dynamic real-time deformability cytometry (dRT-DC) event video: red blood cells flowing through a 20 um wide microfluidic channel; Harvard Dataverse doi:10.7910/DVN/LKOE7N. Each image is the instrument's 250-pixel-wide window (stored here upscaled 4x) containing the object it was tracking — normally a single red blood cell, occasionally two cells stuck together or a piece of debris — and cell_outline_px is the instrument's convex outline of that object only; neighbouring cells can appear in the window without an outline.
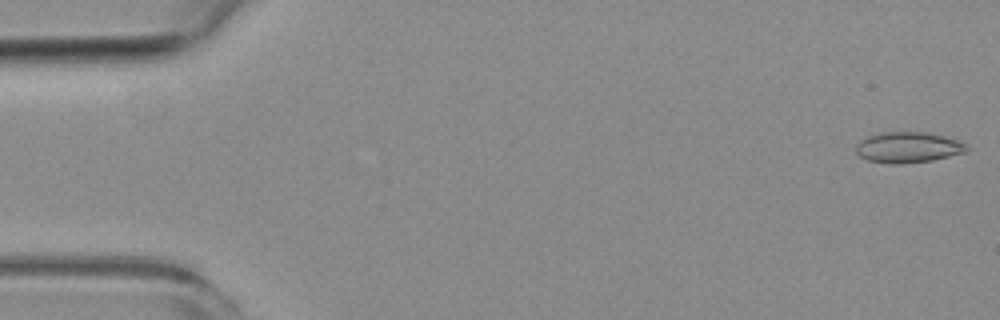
{"species": "common noctule bat (a hibernating species)", "species_latin": "Nyctalus noctula", "temperature_condition": "room temperature", "stored_images_in_passage": 6, "camera_frame_rate_fps": 3000, "um_per_image_px": 0.085, "animal": {"sex": "female", "body_mass_g": 19.3, "forearm_length_mm": 54.1}, "frame": {"image": 1, "passage_image": 1, "time_ms": 0.0, "image_size_px": [1000, 320], "cell_outline_px": [[972, 148], [964, 152], [932, 160], [904, 164], [888, 164], [868, 160], [860, 156], [856, 152], [856, 144], [860, 140], [868, 136], [880, 132], [924, 132], [944, 136], [956, 140]], "centroid_in_image_um": [77.15, 12.53], "position_along_channel_um": 7.8, "area_um2": 19.83}}
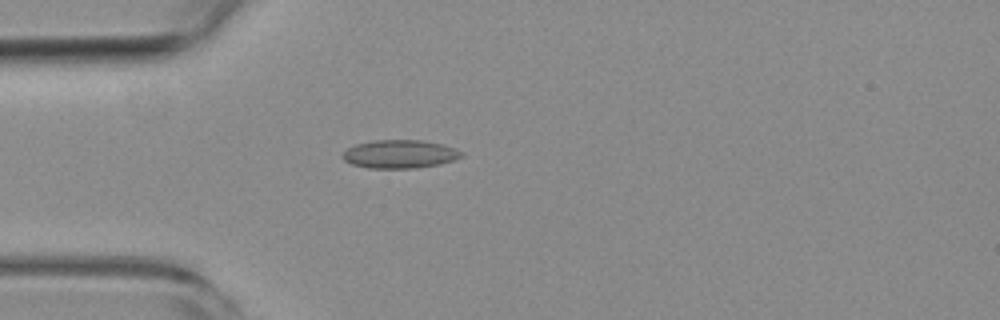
{"frame": {"image": 2, "passage_image": 5, "time_ms": 4.667, "image_size_px": [1000, 320], "cell_outline_px": [[464, 156], [440, 164], [416, 168], [368, 168], [352, 164], [344, 160], [340, 156], [348, 148], [356, 144], [372, 140], [424, 140], [444, 144], [456, 148], [464, 152]], "centroid_in_image_um": [34.01, 13.09], "position_along_channel_um": 51.0, "area_um2": 19.83}}